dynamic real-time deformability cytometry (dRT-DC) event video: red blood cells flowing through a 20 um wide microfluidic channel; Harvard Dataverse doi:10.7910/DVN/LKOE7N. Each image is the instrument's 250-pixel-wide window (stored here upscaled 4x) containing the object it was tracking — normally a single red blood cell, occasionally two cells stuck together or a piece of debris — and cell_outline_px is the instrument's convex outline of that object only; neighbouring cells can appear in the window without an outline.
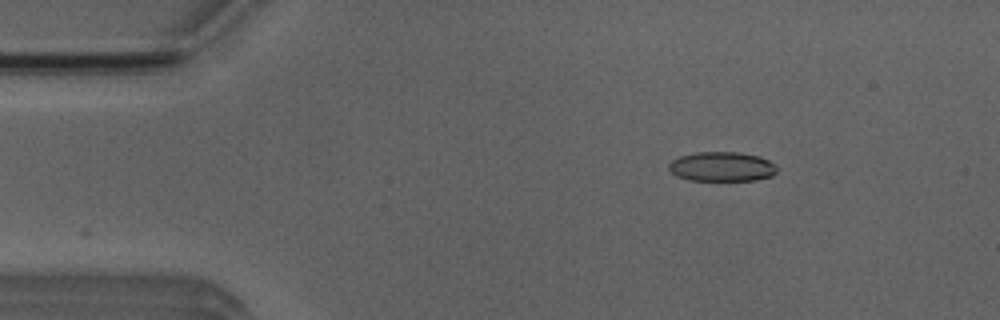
{"species": "Egyptian fruit bat (a non-hibernating species)", "species_latin": "Rousettus aegyptiacus", "temperature_condition": "room temperature", "stored_images_in_passage": 3, "camera_frame_rate_fps": 3000, "um_per_image_px": 0.085, "animal": {"sex": "male"}, "frame": {"image": 1, "passage_image": 2, "time_ms": 1.333, "image_size_px": [1000, 320], "cell_outline_px": [[776, 172], [772, 176], [756, 180], [688, 180], [676, 176], [668, 168], [668, 164], [672, 160], [680, 156], [696, 152], [736, 152], [760, 156], [776, 164]], "centroid_in_image_um": [61.36, 14.16], "position_along_channel_um": 23.6, "area_um2": 18.67}}